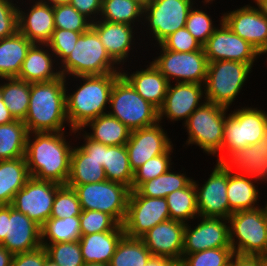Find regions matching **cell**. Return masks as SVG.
Masks as SVG:
<instances>
[{"mask_svg":"<svg viewBox=\"0 0 267 266\" xmlns=\"http://www.w3.org/2000/svg\"><path fill=\"white\" fill-rule=\"evenodd\" d=\"M74 144V131L28 133L25 159L30 177L66 185Z\"/></svg>","mask_w":267,"mask_h":266,"instance_id":"6da1fadb","label":"cell"},{"mask_svg":"<svg viewBox=\"0 0 267 266\" xmlns=\"http://www.w3.org/2000/svg\"><path fill=\"white\" fill-rule=\"evenodd\" d=\"M121 73L65 78L66 113L72 130L108 113L110 93ZM70 81V82H69Z\"/></svg>","mask_w":267,"mask_h":266,"instance_id":"7a4b0ae2","label":"cell"},{"mask_svg":"<svg viewBox=\"0 0 267 266\" xmlns=\"http://www.w3.org/2000/svg\"><path fill=\"white\" fill-rule=\"evenodd\" d=\"M23 123L28 133L74 131L66 113L65 77L30 83L29 107Z\"/></svg>","mask_w":267,"mask_h":266,"instance_id":"3957f363","label":"cell"},{"mask_svg":"<svg viewBox=\"0 0 267 266\" xmlns=\"http://www.w3.org/2000/svg\"><path fill=\"white\" fill-rule=\"evenodd\" d=\"M249 105V102H239L237 107L229 109L224 123V137L221 153L216 157L215 162L223 163L235 151L246 146L256 144L267 128V108L264 104ZM241 105V106H240ZM259 106V107H258Z\"/></svg>","mask_w":267,"mask_h":266,"instance_id":"277c9868","label":"cell"},{"mask_svg":"<svg viewBox=\"0 0 267 266\" xmlns=\"http://www.w3.org/2000/svg\"><path fill=\"white\" fill-rule=\"evenodd\" d=\"M253 69L255 70L256 67L253 68L251 65L239 61L209 62L204 84L206 101L228 109L233 108L234 105L237 107L236 103L238 104L242 100L243 94L246 95L242 91L246 90L244 87L247 88L246 84L250 81Z\"/></svg>","mask_w":267,"mask_h":266,"instance_id":"5b68a950","label":"cell"},{"mask_svg":"<svg viewBox=\"0 0 267 266\" xmlns=\"http://www.w3.org/2000/svg\"><path fill=\"white\" fill-rule=\"evenodd\" d=\"M229 109L205 101L198 107L182 125L181 129L187 135L183 141V151L190 146L191 149H200L204 155L216 158L222 150L224 137V123Z\"/></svg>","mask_w":267,"mask_h":266,"instance_id":"8992f818","label":"cell"},{"mask_svg":"<svg viewBox=\"0 0 267 266\" xmlns=\"http://www.w3.org/2000/svg\"><path fill=\"white\" fill-rule=\"evenodd\" d=\"M197 1L199 0H150L143 8L140 28L145 50L149 46L161 44L172 33L184 28L188 13Z\"/></svg>","mask_w":267,"mask_h":266,"instance_id":"52a82bcc","label":"cell"},{"mask_svg":"<svg viewBox=\"0 0 267 266\" xmlns=\"http://www.w3.org/2000/svg\"><path fill=\"white\" fill-rule=\"evenodd\" d=\"M63 77L121 73V67L110 57L97 32L90 27L78 38L71 54L59 65Z\"/></svg>","mask_w":267,"mask_h":266,"instance_id":"ba28073f","label":"cell"},{"mask_svg":"<svg viewBox=\"0 0 267 266\" xmlns=\"http://www.w3.org/2000/svg\"><path fill=\"white\" fill-rule=\"evenodd\" d=\"M156 47V48H155ZM152 49V50H151ZM156 51H155V50ZM150 61L170 83L205 84L208 59L204 50L176 52L165 49L161 44L146 49ZM151 51V53H150Z\"/></svg>","mask_w":267,"mask_h":266,"instance_id":"9c48e42d","label":"cell"},{"mask_svg":"<svg viewBox=\"0 0 267 266\" xmlns=\"http://www.w3.org/2000/svg\"><path fill=\"white\" fill-rule=\"evenodd\" d=\"M228 221L230 244L234 254H267V210L264 206L234 212Z\"/></svg>","mask_w":267,"mask_h":266,"instance_id":"30bf717a","label":"cell"},{"mask_svg":"<svg viewBox=\"0 0 267 266\" xmlns=\"http://www.w3.org/2000/svg\"><path fill=\"white\" fill-rule=\"evenodd\" d=\"M108 113L131 130L158 122V110L144 100L122 74L112 87Z\"/></svg>","mask_w":267,"mask_h":266,"instance_id":"8fae6325","label":"cell"},{"mask_svg":"<svg viewBox=\"0 0 267 266\" xmlns=\"http://www.w3.org/2000/svg\"><path fill=\"white\" fill-rule=\"evenodd\" d=\"M68 186L75 190L82 210L108 213L123 224L131 191L128 186L109 180Z\"/></svg>","mask_w":267,"mask_h":266,"instance_id":"7c38bea8","label":"cell"},{"mask_svg":"<svg viewBox=\"0 0 267 266\" xmlns=\"http://www.w3.org/2000/svg\"><path fill=\"white\" fill-rule=\"evenodd\" d=\"M91 27L97 32L101 43L104 45L110 57L121 68L127 65V63L132 64L133 62H139V58H141V60L142 58L145 59V57L148 58V55L145 56L147 52L144 50L145 47L142 46L143 42L140 38V30L137 27L125 23H113L100 19L92 22ZM141 48L142 50H140ZM143 51L146 53L144 54ZM139 55L141 56L139 57Z\"/></svg>","mask_w":267,"mask_h":266,"instance_id":"4fadbf2b","label":"cell"},{"mask_svg":"<svg viewBox=\"0 0 267 266\" xmlns=\"http://www.w3.org/2000/svg\"><path fill=\"white\" fill-rule=\"evenodd\" d=\"M0 245L13 255L42 246L41 226L11 205H0Z\"/></svg>","mask_w":267,"mask_h":266,"instance_id":"5bb4252c","label":"cell"},{"mask_svg":"<svg viewBox=\"0 0 267 266\" xmlns=\"http://www.w3.org/2000/svg\"><path fill=\"white\" fill-rule=\"evenodd\" d=\"M170 219L166 198L142 196L131 190L127 212L122 224L125 235L141 238L159 223Z\"/></svg>","mask_w":267,"mask_h":266,"instance_id":"9a60e30c","label":"cell"},{"mask_svg":"<svg viewBox=\"0 0 267 266\" xmlns=\"http://www.w3.org/2000/svg\"><path fill=\"white\" fill-rule=\"evenodd\" d=\"M208 177L195 180L197 209L199 216L229 218V202L227 198L228 167L224 163L213 165ZM203 183V184H202Z\"/></svg>","mask_w":267,"mask_h":266,"instance_id":"2e32d148","label":"cell"},{"mask_svg":"<svg viewBox=\"0 0 267 266\" xmlns=\"http://www.w3.org/2000/svg\"><path fill=\"white\" fill-rule=\"evenodd\" d=\"M205 101L203 84L170 83L164 103L158 110V121L164 125L166 123L176 125L175 123L178 124L180 122L183 125L190 115Z\"/></svg>","mask_w":267,"mask_h":266,"instance_id":"e0dca14e","label":"cell"},{"mask_svg":"<svg viewBox=\"0 0 267 266\" xmlns=\"http://www.w3.org/2000/svg\"><path fill=\"white\" fill-rule=\"evenodd\" d=\"M203 50L208 62L232 60L255 67L262 57L250 43L236 35L224 21L203 45Z\"/></svg>","mask_w":267,"mask_h":266,"instance_id":"ac0fdd59","label":"cell"},{"mask_svg":"<svg viewBox=\"0 0 267 266\" xmlns=\"http://www.w3.org/2000/svg\"><path fill=\"white\" fill-rule=\"evenodd\" d=\"M61 184L30 177L14 196L11 206L42 226L51 216L53 201Z\"/></svg>","mask_w":267,"mask_h":266,"instance_id":"d6986e66","label":"cell"},{"mask_svg":"<svg viewBox=\"0 0 267 266\" xmlns=\"http://www.w3.org/2000/svg\"><path fill=\"white\" fill-rule=\"evenodd\" d=\"M220 247H231L228 219L198 216L192 222L186 223L183 254Z\"/></svg>","mask_w":267,"mask_h":266,"instance_id":"ffe728a7","label":"cell"},{"mask_svg":"<svg viewBox=\"0 0 267 266\" xmlns=\"http://www.w3.org/2000/svg\"><path fill=\"white\" fill-rule=\"evenodd\" d=\"M225 10L223 11V21L228 27L236 35L250 43L262 57L266 56L267 17L263 16L251 1L239 5L233 10L231 8L230 10L225 8Z\"/></svg>","mask_w":267,"mask_h":266,"instance_id":"44dd1931","label":"cell"},{"mask_svg":"<svg viewBox=\"0 0 267 266\" xmlns=\"http://www.w3.org/2000/svg\"><path fill=\"white\" fill-rule=\"evenodd\" d=\"M168 132L165 125L159 121L152 126L131 131L126 149L133 172L149 159L165 153L175 144L173 137L170 136L171 132Z\"/></svg>","mask_w":267,"mask_h":266,"instance_id":"7402d4cb","label":"cell"},{"mask_svg":"<svg viewBox=\"0 0 267 266\" xmlns=\"http://www.w3.org/2000/svg\"><path fill=\"white\" fill-rule=\"evenodd\" d=\"M54 30L53 6L41 0L18 3V31L33 44H47Z\"/></svg>","mask_w":267,"mask_h":266,"instance_id":"603a6c76","label":"cell"},{"mask_svg":"<svg viewBox=\"0 0 267 266\" xmlns=\"http://www.w3.org/2000/svg\"><path fill=\"white\" fill-rule=\"evenodd\" d=\"M143 60L125 65L121 68V74L144 100L159 110L164 103L169 82L147 57Z\"/></svg>","mask_w":267,"mask_h":266,"instance_id":"cb8c5ba5","label":"cell"},{"mask_svg":"<svg viewBox=\"0 0 267 266\" xmlns=\"http://www.w3.org/2000/svg\"><path fill=\"white\" fill-rule=\"evenodd\" d=\"M185 226L183 222L169 219L154 226L141 239L152 256L165 257L180 263L183 257Z\"/></svg>","mask_w":267,"mask_h":266,"instance_id":"d4e9b609","label":"cell"},{"mask_svg":"<svg viewBox=\"0 0 267 266\" xmlns=\"http://www.w3.org/2000/svg\"><path fill=\"white\" fill-rule=\"evenodd\" d=\"M223 163L233 172L248 175L264 185L267 182V128L256 144L235 151Z\"/></svg>","mask_w":267,"mask_h":266,"instance_id":"484cf974","label":"cell"},{"mask_svg":"<svg viewBox=\"0 0 267 266\" xmlns=\"http://www.w3.org/2000/svg\"><path fill=\"white\" fill-rule=\"evenodd\" d=\"M61 76L59 65L47 44H33L16 77L28 83L53 81Z\"/></svg>","mask_w":267,"mask_h":266,"instance_id":"4316f807","label":"cell"},{"mask_svg":"<svg viewBox=\"0 0 267 266\" xmlns=\"http://www.w3.org/2000/svg\"><path fill=\"white\" fill-rule=\"evenodd\" d=\"M261 187L259 189V186ZM262 184L252 177L235 173L228 168L227 198L229 216L237 211L250 210L263 206Z\"/></svg>","mask_w":267,"mask_h":266,"instance_id":"83f0119b","label":"cell"},{"mask_svg":"<svg viewBox=\"0 0 267 266\" xmlns=\"http://www.w3.org/2000/svg\"><path fill=\"white\" fill-rule=\"evenodd\" d=\"M124 235L121 224L112 231L81 235L79 244L84 263L109 265L117 245Z\"/></svg>","mask_w":267,"mask_h":266,"instance_id":"f1b7e54d","label":"cell"},{"mask_svg":"<svg viewBox=\"0 0 267 266\" xmlns=\"http://www.w3.org/2000/svg\"><path fill=\"white\" fill-rule=\"evenodd\" d=\"M81 130L91 140L107 146L126 145L132 131L109 113L89 121Z\"/></svg>","mask_w":267,"mask_h":266,"instance_id":"f546056e","label":"cell"},{"mask_svg":"<svg viewBox=\"0 0 267 266\" xmlns=\"http://www.w3.org/2000/svg\"><path fill=\"white\" fill-rule=\"evenodd\" d=\"M33 43L22 33L0 39V78H13L19 75L22 63Z\"/></svg>","mask_w":267,"mask_h":266,"instance_id":"4dcf8cb0","label":"cell"},{"mask_svg":"<svg viewBox=\"0 0 267 266\" xmlns=\"http://www.w3.org/2000/svg\"><path fill=\"white\" fill-rule=\"evenodd\" d=\"M216 1L218 0L197 1L194 4V6L190 9L188 16H187L185 28L194 36L196 40L199 41V43L202 46L206 43L209 37L214 33L215 29L223 21V12L220 13V11H218L219 14L221 15H217L215 10L211 11L212 9L210 7H214L218 5ZM213 4H216V5H213ZM208 9L209 11H207ZM213 12H214V17L217 16L216 18L213 17V14L212 15L210 14ZM217 22H219V24H216Z\"/></svg>","mask_w":267,"mask_h":266,"instance_id":"1f68e13d","label":"cell"},{"mask_svg":"<svg viewBox=\"0 0 267 266\" xmlns=\"http://www.w3.org/2000/svg\"><path fill=\"white\" fill-rule=\"evenodd\" d=\"M107 180L98 160L88 155L76 142L70 158V174L66 185H82Z\"/></svg>","mask_w":267,"mask_h":266,"instance_id":"d6a6232c","label":"cell"},{"mask_svg":"<svg viewBox=\"0 0 267 266\" xmlns=\"http://www.w3.org/2000/svg\"><path fill=\"white\" fill-rule=\"evenodd\" d=\"M30 178L25 157L0 161V205H11Z\"/></svg>","mask_w":267,"mask_h":266,"instance_id":"836d02e7","label":"cell"},{"mask_svg":"<svg viewBox=\"0 0 267 266\" xmlns=\"http://www.w3.org/2000/svg\"><path fill=\"white\" fill-rule=\"evenodd\" d=\"M181 170L176 166L170 167L164 174L143 182L136 190L142 195L151 198H166L168 194L185 188L192 180L193 173L188 171L183 165ZM175 167V168H174ZM177 168V171L175 170ZM192 173V175H190ZM189 174V175H188Z\"/></svg>","mask_w":267,"mask_h":266,"instance_id":"e575fe53","label":"cell"},{"mask_svg":"<svg viewBox=\"0 0 267 266\" xmlns=\"http://www.w3.org/2000/svg\"><path fill=\"white\" fill-rule=\"evenodd\" d=\"M0 96L15 120L24 121L30 101V83L13 78H0Z\"/></svg>","mask_w":267,"mask_h":266,"instance_id":"d590c367","label":"cell"},{"mask_svg":"<svg viewBox=\"0 0 267 266\" xmlns=\"http://www.w3.org/2000/svg\"><path fill=\"white\" fill-rule=\"evenodd\" d=\"M143 8L135 0H102L99 19L113 23H125L140 30Z\"/></svg>","mask_w":267,"mask_h":266,"instance_id":"8d00e7d4","label":"cell"},{"mask_svg":"<svg viewBox=\"0 0 267 266\" xmlns=\"http://www.w3.org/2000/svg\"><path fill=\"white\" fill-rule=\"evenodd\" d=\"M28 131L21 120L0 125V161L25 157Z\"/></svg>","mask_w":267,"mask_h":266,"instance_id":"74e56055","label":"cell"},{"mask_svg":"<svg viewBox=\"0 0 267 266\" xmlns=\"http://www.w3.org/2000/svg\"><path fill=\"white\" fill-rule=\"evenodd\" d=\"M170 219L190 223L199 216L196 188L192 180L185 188L178 189L166 197Z\"/></svg>","mask_w":267,"mask_h":266,"instance_id":"f35d334b","label":"cell"},{"mask_svg":"<svg viewBox=\"0 0 267 266\" xmlns=\"http://www.w3.org/2000/svg\"><path fill=\"white\" fill-rule=\"evenodd\" d=\"M103 168L107 180L124 184L132 190L134 172L129 164L126 145L108 146Z\"/></svg>","mask_w":267,"mask_h":266,"instance_id":"ab89813d","label":"cell"},{"mask_svg":"<svg viewBox=\"0 0 267 266\" xmlns=\"http://www.w3.org/2000/svg\"><path fill=\"white\" fill-rule=\"evenodd\" d=\"M80 238L79 216L49 218L41 226V244L78 241Z\"/></svg>","mask_w":267,"mask_h":266,"instance_id":"60d3db41","label":"cell"},{"mask_svg":"<svg viewBox=\"0 0 267 266\" xmlns=\"http://www.w3.org/2000/svg\"><path fill=\"white\" fill-rule=\"evenodd\" d=\"M152 257L141 238L124 235L117 245L109 266H145Z\"/></svg>","mask_w":267,"mask_h":266,"instance_id":"b9f144b4","label":"cell"},{"mask_svg":"<svg viewBox=\"0 0 267 266\" xmlns=\"http://www.w3.org/2000/svg\"><path fill=\"white\" fill-rule=\"evenodd\" d=\"M176 145L173 144L165 153L152 157L134 172L132 190H136L143 182L152 180L164 174L173 165H177V162L173 161H176L174 156Z\"/></svg>","mask_w":267,"mask_h":266,"instance_id":"7bdbcfd3","label":"cell"},{"mask_svg":"<svg viewBox=\"0 0 267 266\" xmlns=\"http://www.w3.org/2000/svg\"><path fill=\"white\" fill-rule=\"evenodd\" d=\"M234 253L232 247L206 249L192 254H183L181 266H226Z\"/></svg>","mask_w":267,"mask_h":266,"instance_id":"ee69618b","label":"cell"},{"mask_svg":"<svg viewBox=\"0 0 267 266\" xmlns=\"http://www.w3.org/2000/svg\"><path fill=\"white\" fill-rule=\"evenodd\" d=\"M48 258L59 266H83L81 246L78 241L42 244Z\"/></svg>","mask_w":267,"mask_h":266,"instance_id":"f6af8a7d","label":"cell"},{"mask_svg":"<svg viewBox=\"0 0 267 266\" xmlns=\"http://www.w3.org/2000/svg\"><path fill=\"white\" fill-rule=\"evenodd\" d=\"M82 208L77 194L72 187L61 185L56 192L50 218L80 216Z\"/></svg>","mask_w":267,"mask_h":266,"instance_id":"bcb514c9","label":"cell"},{"mask_svg":"<svg viewBox=\"0 0 267 266\" xmlns=\"http://www.w3.org/2000/svg\"><path fill=\"white\" fill-rule=\"evenodd\" d=\"M55 29H65L83 33L87 31L92 22L79 13L71 4L54 7Z\"/></svg>","mask_w":267,"mask_h":266,"instance_id":"7dc6e473","label":"cell"},{"mask_svg":"<svg viewBox=\"0 0 267 266\" xmlns=\"http://www.w3.org/2000/svg\"><path fill=\"white\" fill-rule=\"evenodd\" d=\"M79 219L81 235L112 231L119 225L111 215L97 210H82Z\"/></svg>","mask_w":267,"mask_h":266,"instance_id":"c3c4849f","label":"cell"},{"mask_svg":"<svg viewBox=\"0 0 267 266\" xmlns=\"http://www.w3.org/2000/svg\"><path fill=\"white\" fill-rule=\"evenodd\" d=\"M81 34L80 32L65 29H55L53 31L52 37L47 45L54 54L58 65L71 54Z\"/></svg>","mask_w":267,"mask_h":266,"instance_id":"681fc988","label":"cell"},{"mask_svg":"<svg viewBox=\"0 0 267 266\" xmlns=\"http://www.w3.org/2000/svg\"><path fill=\"white\" fill-rule=\"evenodd\" d=\"M161 45L167 50L176 52H193L203 49L199 41L185 27L172 33Z\"/></svg>","mask_w":267,"mask_h":266,"instance_id":"f907efd6","label":"cell"},{"mask_svg":"<svg viewBox=\"0 0 267 266\" xmlns=\"http://www.w3.org/2000/svg\"><path fill=\"white\" fill-rule=\"evenodd\" d=\"M18 31V3L0 0V39L14 35Z\"/></svg>","mask_w":267,"mask_h":266,"instance_id":"816d5d0a","label":"cell"},{"mask_svg":"<svg viewBox=\"0 0 267 266\" xmlns=\"http://www.w3.org/2000/svg\"><path fill=\"white\" fill-rule=\"evenodd\" d=\"M75 142L92 158H95L103 166L105 151L108 146L91 140L81 129L74 130ZM79 142H78V141ZM81 143V144H80Z\"/></svg>","mask_w":267,"mask_h":266,"instance_id":"f5cc1de1","label":"cell"},{"mask_svg":"<svg viewBox=\"0 0 267 266\" xmlns=\"http://www.w3.org/2000/svg\"><path fill=\"white\" fill-rule=\"evenodd\" d=\"M47 258V251L41 246L29 252L15 254L11 266H43Z\"/></svg>","mask_w":267,"mask_h":266,"instance_id":"db71d44e","label":"cell"},{"mask_svg":"<svg viewBox=\"0 0 267 266\" xmlns=\"http://www.w3.org/2000/svg\"><path fill=\"white\" fill-rule=\"evenodd\" d=\"M70 4L91 22L100 18L102 0H72Z\"/></svg>","mask_w":267,"mask_h":266,"instance_id":"11a10c76","label":"cell"},{"mask_svg":"<svg viewBox=\"0 0 267 266\" xmlns=\"http://www.w3.org/2000/svg\"><path fill=\"white\" fill-rule=\"evenodd\" d=\"M231 262L234 264V266H261V257L234 254Z\"/></svg>","mask_w":267,"mask_h":266,"instance_id":"9f6ffc18","label":"cell"},{"mask_svg":"<svg viewBox=\"0 0 267 266\" xmlns=\"http://www.w3.org/2000/svg\"><path fill=\"white\" fill-rule=\"evenodd\" d=\"M15 119L5 106L2 97L0 96V125L13 122Z\"/></svg>","mask_w":267,"mask_h":266,"instance_id":"6f0895ef","label":"cell"},{"mask_svg":"<svg viewBox=\"0 0 267 266\" xmlns=\"http://www.w3.org/2000/svg\"><path fill=\"white\" fill-rule=\"evenodd\" d=\"M176 263L165 257L152 256L145 266H174Z\"/></svg>","mask_w":267,"mask_h":266,"instance_id":"680465c9","label":"cell"},{"mask_svg":"<svg viewBox=\"0 0 267 266\" xmlns=\"http://www.w3.org/2000/svg\"><path fill=\"white\" fill-rule=\"evenodd\" d=\"M13 256L7 248L0 245V266H11Z\"/></svg>","mask_w":267,"mask_h":266,"instance_id":"91938a15","label":"cell"},{"mask_svg":"<svg viewBox=\"0 0 267 266\" xmlns=\"http://www.w3.org/2000/svg\"><path fill=\"white\" fill-rule=\"evenodd\" d=\"M257 8V10L265 17H267V0H248Z\"/></svg>","mask_w":267,"mask_h":266,"instance_id":"94428289","label":"cell"},{"mask_svg":"<svg viewBox=\"0 0 267 266\" xmlns=\"http://www.w3.org/2000/svg\"><path fill=\"white\" fill-rule=\"evenodd\" d=\"M41 1L55 7L58 5L70 4L72 0H41Z\"/></svg>","mask_w":267,"mask_h":266,"instance_id":"6125c7cd","label":"cell"},{"mask_svg":"<svg viewBox=\"0 0 267 266\" xmlns=\"http://www.w3.org/2000/svg\"><path fill=\"white\" fill-rule=\"evenodd\" d=\"M263 188H264V189H263V190H264L263 192H265V193H263V194H267V193H266V191H267V190H266V189H267V182L265 183V185L263 186ZM266 198H267V196L264 195V199L262 200V201H263L262 203H263V206H264V207L266 208V210H267V199H266ZM264 204H265V205H264Z\"/></svg>","mask_w":267,"mask_h":266,"instance_id":"be15d7a7","label":"cell"},{"mask_svg":"<svg viewBox=\"0 0 267 266\" xmlns=\"http://www.w3.org/2000/svg\"><path fill=\"white\" fill-rule=\"evenodd\" d=\"M43 266H59L58 264L54 263L51 259L47 258Z\"/></svg>","mask_w":267,"mask_h":266,"instance_id":"e7e4bbea","label":"cell"},{"mask_svg":"<svg viewBox=\"0 0 267 266\" xmlns=\"http://www.w3.org/2000/svg\"><path fill=\"white\" fill-rule=\"evenodd\" d=\"M261 266H267V254L261 255Z\"/></svg>","mask_w":267,"mask_h":266,"instance_id":"03108f58","label":"cell"},{"mask_svg":"<svg viewBox=\"0 0 267 266\" xmlns=\"http://www.w3.org/2000/svg\"><path fill=\"white\" fill-rule=\"evenodd\" d=\"M83 266H109L108 264H100V263H84Z\"/></svg>","mask_w":267,"mask_h":266,"instance_id":"003e7915","label":"cell"},{"mask_svg":"<svg viewBox=\"0 0 267 266\" xmlns=\"http://www.w3.org/2000/svg\"><path fill=\"white\" fill-rule=\"evenodd\" d=\"M135 1H137L144 7L150 0H135Z\"/></svg>","mask_w":267,"mask_h":266,"instance_id":"a7ac6f4b","label":"cell"},{"mask_svg":"<svg viewBox=\"0 0 267 266\" xmlns=\"http://www.w3.org/2000/svg\"><path fill=\"white\" fill-rule=\"evenodd\" d=\"M12 1H14L16 3H19V2H22V1H26V0H12Z\"/></svg>","mask_w":267,"mask_h":266,"instance_id":"89a4df30","label":"cell"},{"mask_svg":"<svg viewBox=\"0 0 267 266\" xmlns=\"http://www.w3.org/2000/svg\"><path fill=\"white\" fill-rule=\"evenodd\" d=\"M267 55V54H266ZM264 58V60H266V61H264V65H266L265 64V62L267 63V56H265V57H263ZM266 58V59H265Z\"/></svg>","mask_w":267,"mask_h":266,"instance_id":"2644e50d","label":"cell"},{"mask_svg":"<svg viewBox=\"0 0 267 266\" xmlns=\"http://www.w3.org/2000/svg\"><path fill=\"white\" fill-rule=\"evenodd\" d=\"M226 266H234V264L232 262H230L229 264H227Z\"/></svg>","mask_w":267,"mask_h":266,"instance_id":"8c879c8a","label":"cell"}]
</instances>
